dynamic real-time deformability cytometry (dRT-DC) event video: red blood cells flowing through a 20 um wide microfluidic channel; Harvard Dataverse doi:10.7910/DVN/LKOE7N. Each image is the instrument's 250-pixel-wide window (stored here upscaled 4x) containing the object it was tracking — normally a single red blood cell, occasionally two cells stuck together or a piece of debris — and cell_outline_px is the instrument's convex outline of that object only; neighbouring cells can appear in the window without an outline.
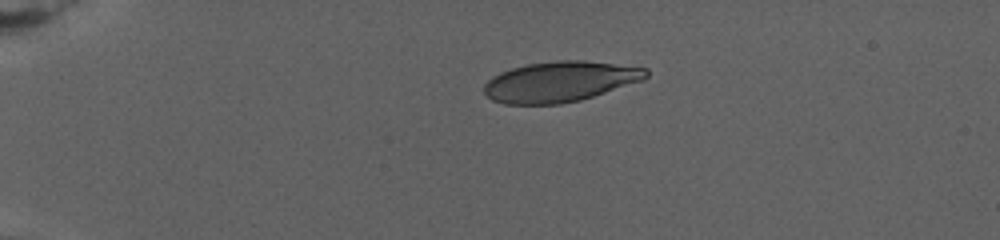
{"species": "human", "species_latin": "Homo sapiens", "temperature_condition": "warm", "stored_images_in_passage": 24, "camera_frame_rate_fps": 3000, "um_per_image_px": 0.085, "donor": {"sex": "female"}, "frame": {"image": 1, "passage_image": 1, "time_ms": 0.0, "image_size_px": [1000, 240], "cell_outline_px": [[648, 76], [644, 80], [580, 100], [560, 104], [504, 104], [492, 100], [484, 92], [484, 84], [492, 76], [500, 72], [512, 68], [528, 64], [556, 60], [584, 60], [648, 68]], "centroid_in_image_um": [47.6, 6.93], "position_along_channel_um": 37.4, "area_um2": 38.21}}
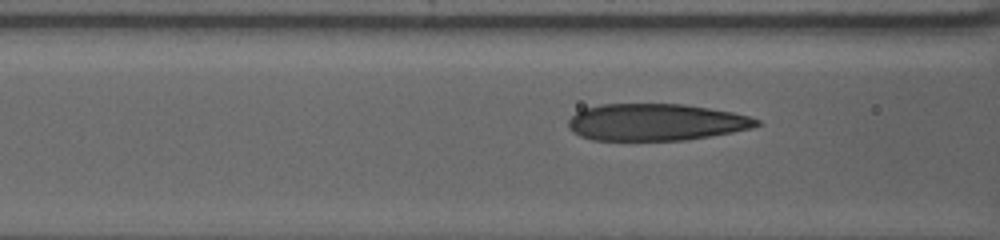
{"frame": {"image": 2, "passage_image": 14, "time_ms": 5.333, "image_size_px": [1000, 240], "cell_outline_px": [[760, 124], [752, 128], [732, 132], [684, 140], [592, 140], [580, 136], [572, 132], [568, 128], [568, 120], [576, 112], [584, 108], [600, 104], [684, 104], [732, 112], [748, 116], [760, 120]], "centroid_in_image_um": [55.71, 10.38], "position_along_channel_um": 110.9, "area_um2": 40.46}}
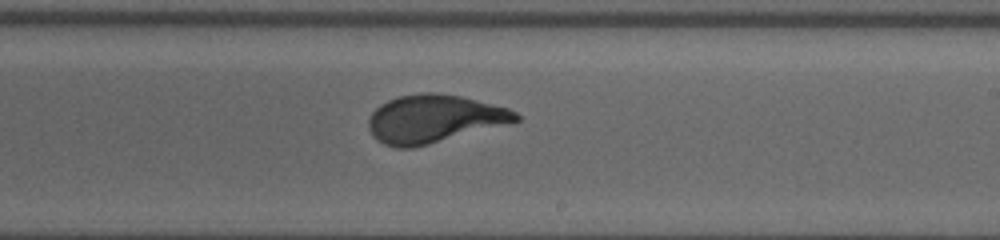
{"frame": {"image": 3, "passage_image": 24, "time_ms": 10.667, "image_size_px": [1000, 240], "cell_outline_px": [[520, 120], [428, 144], [412, 148], [396, 148], [384, 144], [376, 140], [372, 136], [368, 128], [368, 120], [372, 112], [380, 104], [388, 100], [400, 96], [420, 92], [440, 92], [460, 96], [508, 108], [516, 112], [520, 116]], "centroid_in_image_um": [36.83, 10.09], "position_along_channel_um": 252.2, "area_um2": 40.92}}